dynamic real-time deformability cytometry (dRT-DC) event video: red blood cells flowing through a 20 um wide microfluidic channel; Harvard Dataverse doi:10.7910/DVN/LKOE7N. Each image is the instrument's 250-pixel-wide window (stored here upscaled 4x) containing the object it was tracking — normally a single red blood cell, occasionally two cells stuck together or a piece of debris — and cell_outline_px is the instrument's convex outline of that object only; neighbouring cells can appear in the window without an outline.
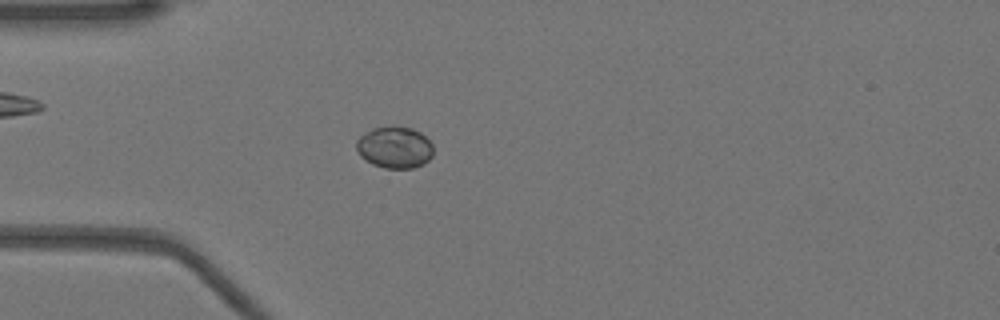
{"species": "Egyptian fruit bat (a non-hibernating species)", "species_latin": "Rousettus aegyptiacus", "temperature_condition": "warm", "stored_images_in_passage": 52, "camera_frame_rate_fps": 3000, "um_per_image_px": 0.085, "animal": {"sex": "female"}, "frame": {"image": 1, "passage_image": 15, "time_ms": 4.667, "image_size_px": [1000, 320], "cell_outline_px": [[432, 156], [424, 164], [412, 168], [384, 168], [372, 164], [360, 156], [356, 148], [356, 140], [360, 136], [372, 128], [392, 124], [412, 128], [420, 132], [432, 144]], "centroid_in_image_um": [33.52, 12.5], "position_along_channel_um": 51.5, "area_um2": 18.96}}
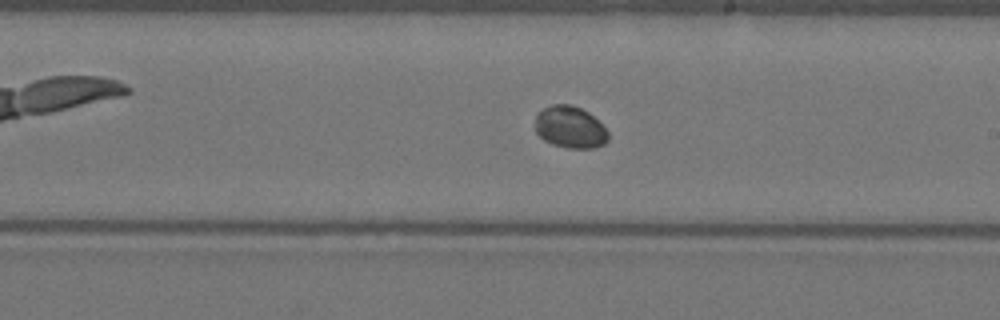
{"frame": {"image": 2, "passage_image": 30, "time_ms": 9.667, "image_size_px": [1000, 320], "cell_outline_px": [[608, 140], [604, 144], [592, 148], [568, 148], [552, 144], [544, 140], [536, 132], [536, 116], [544, 108], [552, 104], [572, 104], [588, 112], [608, 132]], "centroid_in_image_um": [48.45, 10.81], "position_along_channel_um": 240.6, "area_um2": 17.63}}
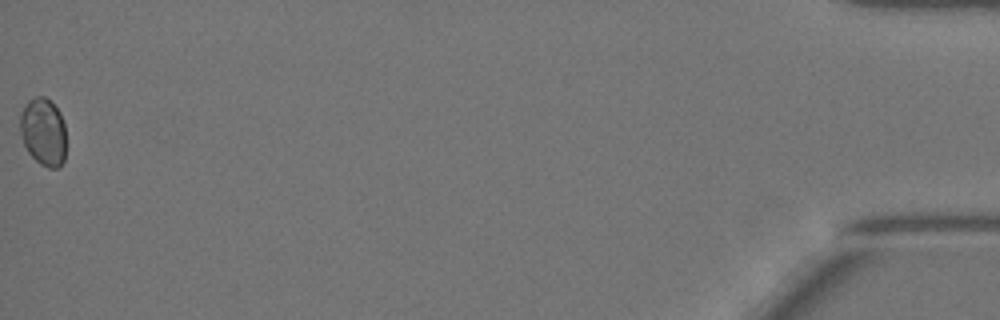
{"frame": {"image": 3, "passage_image": 52, "time_ms": 17.0, "image_size_px": [1000, 320], "cell_outline_px": [[64, 160], [56, 168], [48, 168], [40, 164], [28, 152], [24, 144], [20, 132], [20, 112], [24, 104], [28, 100], [36, 96], [44, 96], [60, 112], [64, 124]], "centroid_in_image_um": [3.65, 11.19], "position_along_channel_um": 431.6, "area_um2": 18.03}}